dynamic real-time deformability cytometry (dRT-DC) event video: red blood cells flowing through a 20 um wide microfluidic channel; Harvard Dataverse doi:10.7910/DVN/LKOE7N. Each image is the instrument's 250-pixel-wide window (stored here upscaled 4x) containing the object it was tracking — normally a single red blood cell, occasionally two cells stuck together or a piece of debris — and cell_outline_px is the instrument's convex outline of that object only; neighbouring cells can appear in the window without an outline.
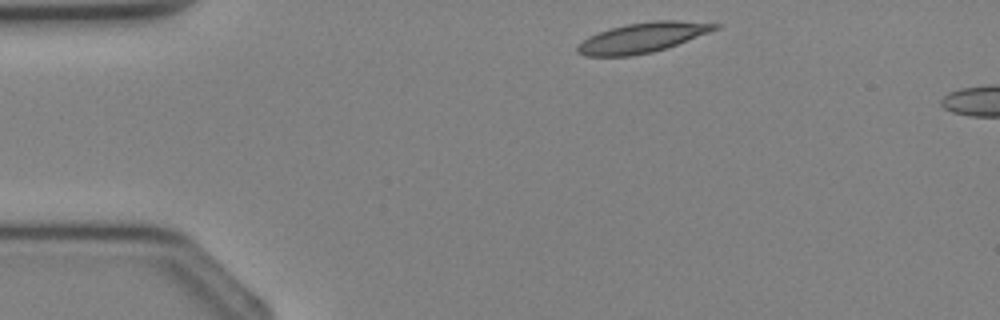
{"species": "Egyptian fruit bat (a non-hibernating species)", "species_latin": "Rousettus aegyptiacus", "temperature_condition": "cold", "stored_images_in_passage": 2, "segment_of_instrument_passage": [1, 2], "camera_frame_rate_fps": 3000, "um_per_image_px": 0.085, "animal": {"sex": "female"}, "frame": {"image": 1, "passage_image": 1, "time_ms": 0.0, "image_size_px": [1000, 320], "cell_outline_px": [[724, 24], [720, 28], [676, 44], [652, 52], [632, 56], [584, 56], [576, 52], [576, 48], [588, 36], [612, 28], [628, 24], [652, 20], [676, 20]], "centroid_in_image_um": [54.62, 3.19], "position_along_channel_um": 30.4, "area_um2": 23.76}}